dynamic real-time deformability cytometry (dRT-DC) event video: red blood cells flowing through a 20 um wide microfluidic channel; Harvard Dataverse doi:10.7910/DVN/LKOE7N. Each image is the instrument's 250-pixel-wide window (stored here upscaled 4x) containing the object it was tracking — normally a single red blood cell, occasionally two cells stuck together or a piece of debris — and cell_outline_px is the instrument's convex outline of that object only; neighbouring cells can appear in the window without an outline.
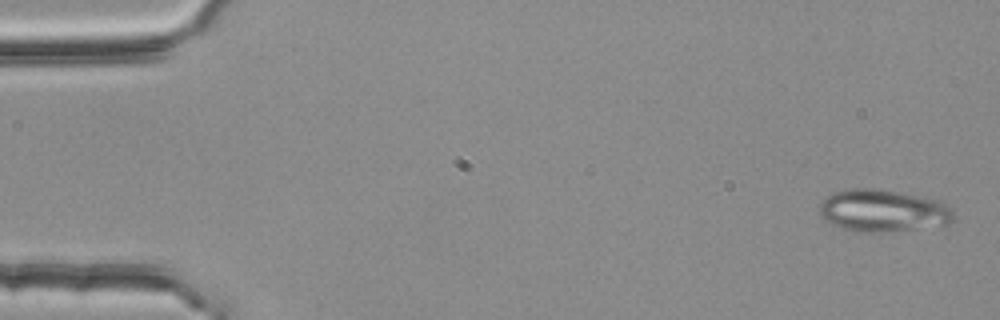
{"species": "common noctule bat (a hibernating species)", "species_latin": "Nyctalus noctula", "temperature_condition": "room temperature", "stored_images_in_passage": 5, "camera_frame_rate_fps": 3000, "um_per_image_px": 0.085, "animal": {"sex": "female", "body_mass_g": 25.1}, "frame": {"image": 1, "passage_image": 1, "time_ms": 0.0, "image_size_px": [1000, 320], "cell_outline_px": [[956, 216], [952, 224], [884, 232], [860, 232], [840, 228], [824, 220], [820, 216], [820, 204], [832, 192], [852, 188], [880, 188], [924, 196], [940, 200]], "centroid_in_image_um": [75.06, 17.9], "position_along_channel_um": 9.9, "area_um2": 33.41}}